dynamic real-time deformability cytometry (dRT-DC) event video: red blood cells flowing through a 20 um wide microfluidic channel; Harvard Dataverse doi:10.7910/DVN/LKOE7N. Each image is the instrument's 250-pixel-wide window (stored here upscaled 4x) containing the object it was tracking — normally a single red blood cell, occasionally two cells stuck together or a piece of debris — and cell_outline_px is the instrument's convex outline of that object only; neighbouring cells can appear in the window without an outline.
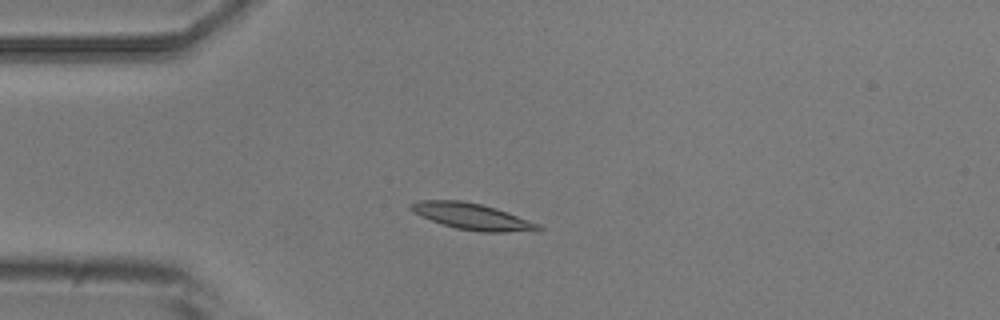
{"species": "common noctule bat (a hibernating species)", "species_latin": "Nyctalus noctula", "temperature_condition": "room temperature", "stored_images_in_passage": 4, "camera_frame_rate_fps": 3000, "um_per_image_px": 0.085, "animal": {"sex": "male", "body_mass_g": 20.5, "forearm_length_mm": 52.5}, "frame": {"image": 1, "passage_image": 2, "time_ms": 1.0, "image_size_px": [1000, 320], "cell_outline_px": [[544, 228], [540, 232], [480, 232], [456, 228], [432, 220], [412, 212], [408, 208], [408, 204], [420, 200], [460, 200], [480, 204], [496, 208], [540, 224]], "centroid_in_image_um": [40.19, 18.41], "position_along_channel_um": 44.8, "area_um2": 19.71}}
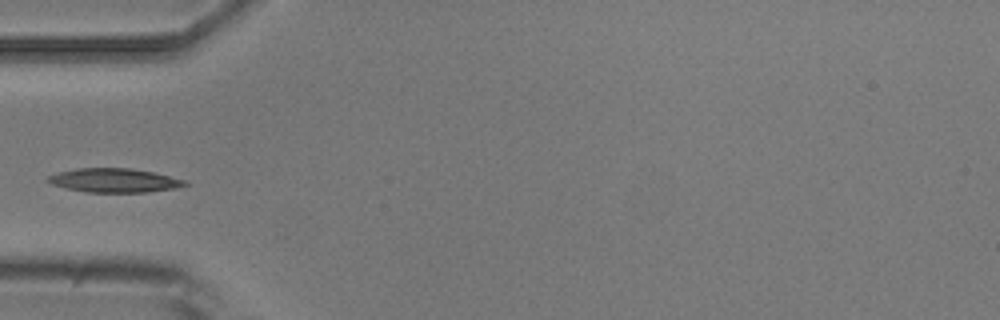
{"frame": {"image": 2, "passage_image": 3, "time_ms": 2.333, "image_size_px": [1000, 320], "cell_outline_px": [[188, 184], [176, 188], [148, 192], [84, 192], [64, 188], [52, 184], [44, 180], [48, 176], [56, 172], [76, 168], [128, 168], [152, 172], [184, 180]], "centroid_in_image_um": [9.62, 15.33], "position_along_channel_um": 75.4, "area_um2": 19.13}}
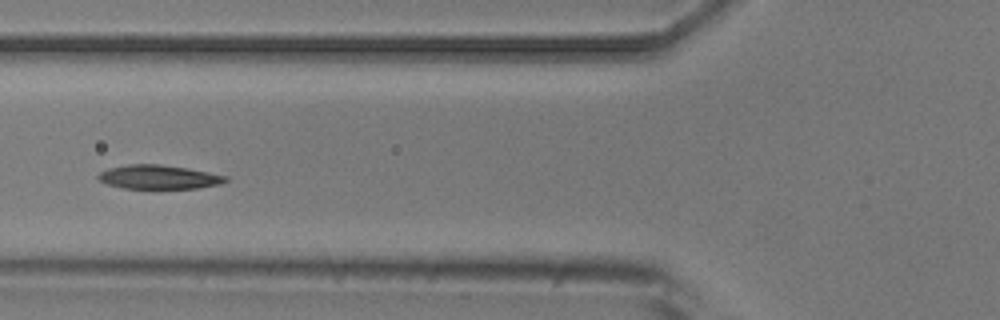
{"frame": {"image": 3, "passage_image": 4, "time_ms": 3.333, "image_size_px": [1000, 320], "cell_outline_px": [[228, 180], [220, 184], [200, 188], [124, 188], [108, 184], [96, 180], [96, 176], [100, 172], [108, 168], [128, 164], [160, 164], [188, 168], [228, 176]], "centroid_in_image_um": [13.47, 15.04], "position_along_channel_um": 112.3, "area_um2": 17.86}}